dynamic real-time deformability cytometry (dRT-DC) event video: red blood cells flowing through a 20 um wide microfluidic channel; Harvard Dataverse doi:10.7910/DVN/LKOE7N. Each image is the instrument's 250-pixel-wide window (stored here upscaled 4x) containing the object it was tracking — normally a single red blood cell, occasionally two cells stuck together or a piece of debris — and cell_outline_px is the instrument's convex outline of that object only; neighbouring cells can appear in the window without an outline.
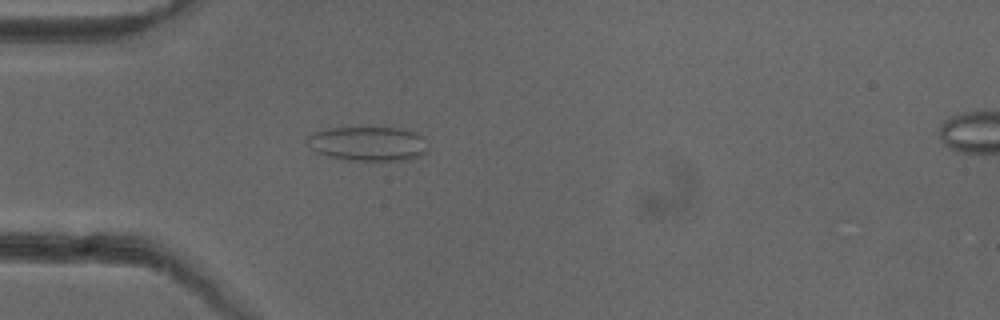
{"species": "common noctule bat (a hibernating species)", "species_latin": "Nyctalus noctula", "temperature_condition": "cold", "stored_images_in_passage": 28, "camera_frame_rate_fps": 3000, "um_per_image_px": 0.085, "animal": {"sex": "female"}, "frame": {"image": 1, "passage_image": 2, "time_ms": 0.333, "image_size_px": [1000, 320], "cell_outline_px": [[428, 152], [420, 156], [408, 160], [380, 164], [340, 160], [316, 152], [304, 140], [304, 136], [328, 128], [404, 128], [424, 136], [428, 148]], "centroid_in_image_um": [31.32, 12.28], "position_along_channel_um": 53.7, "area_um2": 25.55}}
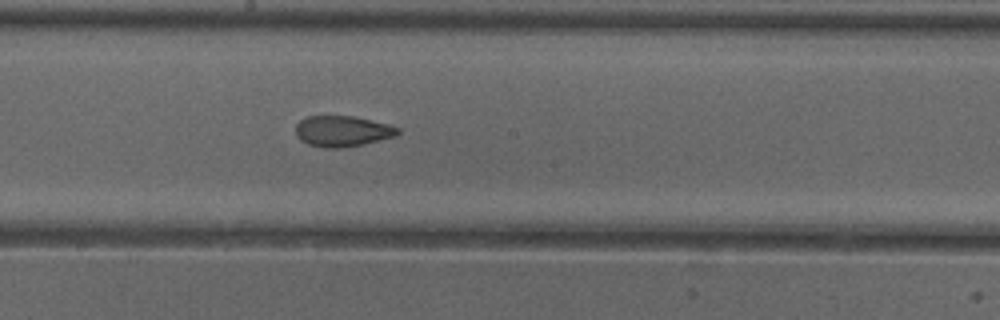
{"frame": {"image": 2, "passage_image": 15, "time_ms": 4.667, "image_size_px": [1000, 320], "cell_outline_px": [[400, 132], [396, 136], [364, 144], [340, 148], [324, 148], [308, 144], [300, 140], [296, 136], [296, 124], [300, 120], [308, 116], [352, 116], [388, 124], [400, 128]], "centroid_in_image_um": [29.1, 11.16], "position_along_channel_um": 219.1, "area_um2": 18.38}}
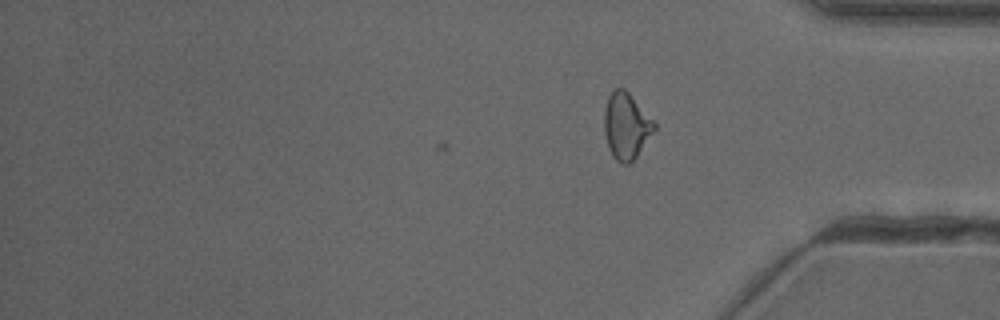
{"frame": {"image": 3, "passage_image": 28, "time_ms": 9.0, "image_size_px": [1000, 320], "cell_outline_px": [[656, 128], [636, 156], [628, 164], [620, 164], [612, 156], [608, 148], [604, 132], [604, 112], [608, 96], [616, 88], [624, 88], [628, 92], [656, 124]], "centroid_in_image_um": [53.2, 10.72], "position_along_channel_um": 382.0, "area_um2": 19.07}, "authors_computed_cell_mechanics": {"area_um2": 18.6694, "velocity_mm_per_s": 3.9805, "shape_relaxation_time_tau1_ms": null, "shape_relaxation_time_tau2_ms": 2.5667, "deformation_change_tau1": null, "deformation_change_tau2": 0.0758}}